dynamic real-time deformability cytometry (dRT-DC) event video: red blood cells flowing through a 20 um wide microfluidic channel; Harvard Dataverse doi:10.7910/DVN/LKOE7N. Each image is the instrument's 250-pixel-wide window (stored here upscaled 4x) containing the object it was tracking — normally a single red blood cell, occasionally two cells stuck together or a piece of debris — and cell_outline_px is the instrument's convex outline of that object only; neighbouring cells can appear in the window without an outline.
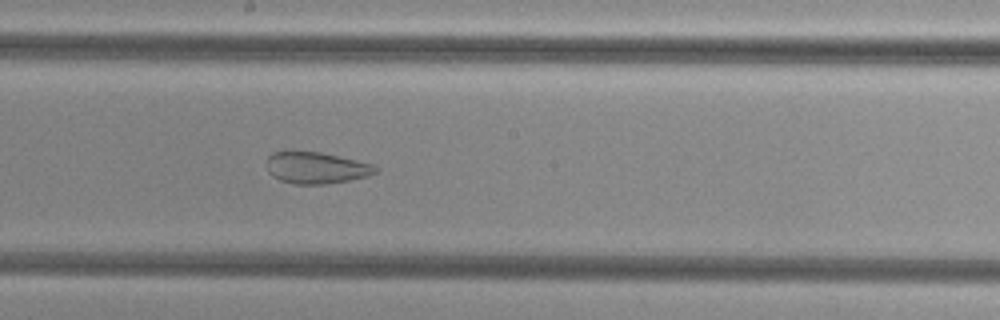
{"species": "common noctule bat (a hibernating species)", "species_latin": "Nyctalus noctula", "temperature_condition": "cold", "stored_images_in_passage": 37, "camera_frame_rate_fps": 3000, "um_per_image_px": 0.085, "animal": {"sex": "female", "body_mass_g": 29.2, "forearm_length_mm": 56.3}, "frame": {"image": 1, "passage_image": 14, "time_ms": 4.333, "image_size_px": [1000, 320], "cell_outline_px": [[380, 168], [376, 172], [368, 176], [348, 180], [324, 184], [296, 184], [280, 180], [272, 176], [268, 172], [268, 156], [272, 152], [292, 148], [320, 152], [356, 160], [372, 164]], "centroid_in_image_um": [26.83, 14.22], "position_along_channel_um": 221.4, "area_um2": 20.46}}
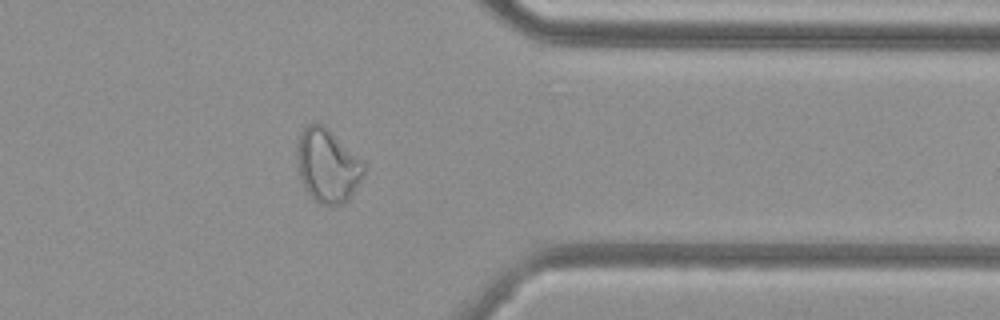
{"frame": {"image": 2, "passage_image": 27, "time_ms": 8.667, "image_size_px": [1000, 320], "cell_outline_px": [[364, 172], [360, 180], [348, 200], [344, 204], [332, 208], [320, 204], [308, 192], [300, 180], [296, 160], [296, 152], [300, 132], [308, 124], [324, 124], [364, 160]], "centroid_in_image_um": [27.84, 14.09], "position_along_channel_um": 383.6, "area_um2": 29.07}}
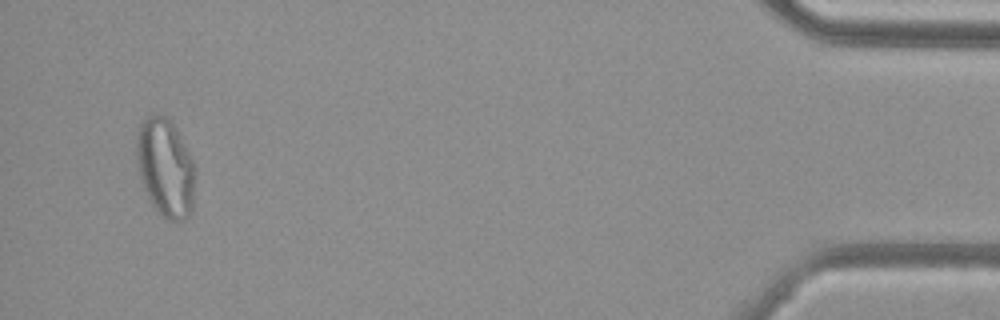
{"frame": {"image": 3, "passage_image": 35, "time_ms": 11.333, "image_size_px": [1000, 320], "cell_outline_px": [[196, 176], [192, 208], [188, 216], [184, 220], [176, 224], [168, 220], [152, 204], [140, 180], [136, 156], [136, 140], [140, 124], [148, 116], [164, 116], [176, 128], [196, 168]], "centroid_in_image_um": [14.08, 14.31], "position_along_channel_um": 421.1, "area_um2": 33.52}}